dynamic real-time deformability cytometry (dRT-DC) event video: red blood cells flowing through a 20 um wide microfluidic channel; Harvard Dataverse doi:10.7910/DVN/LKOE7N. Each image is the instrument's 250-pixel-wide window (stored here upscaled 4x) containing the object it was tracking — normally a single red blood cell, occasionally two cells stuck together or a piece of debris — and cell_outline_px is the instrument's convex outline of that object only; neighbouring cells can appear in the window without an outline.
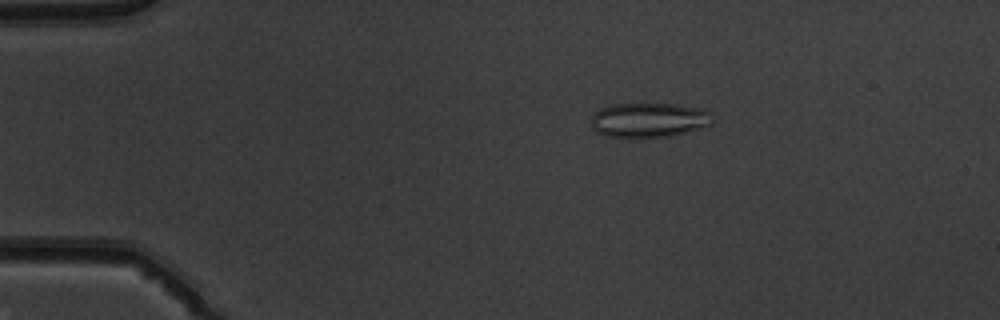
{"species": "common noctule bat (a hibernating species)", "species_latin": "Nyctalus noctula", "temperature_condition": "warm", "stored_images_in_passage": 51, "camera_frame_rate_fps": 3000, "um_per_image_px": 0.085, "animal": {"sex": "male", "body_mass_g": 19.5, "forearm_length_mm": 54.6}, "frame": {"image": 1, "passage_image": 10, "time_ms": 3.0, "image_size_px": [1000, 320], "cell_outline_px": [[712, 124], [700, 128], [672, 136], [604, 136], [596, 132], [592, 128], [592, 116], [600, 108], [612, 104], [672, 104], [704, 108], [708, 112], [712, 120]], "centroid_in_image_um": [55.15, 10.19], "position_along_channel_um": 29.8, "area_um2": 24.16}}
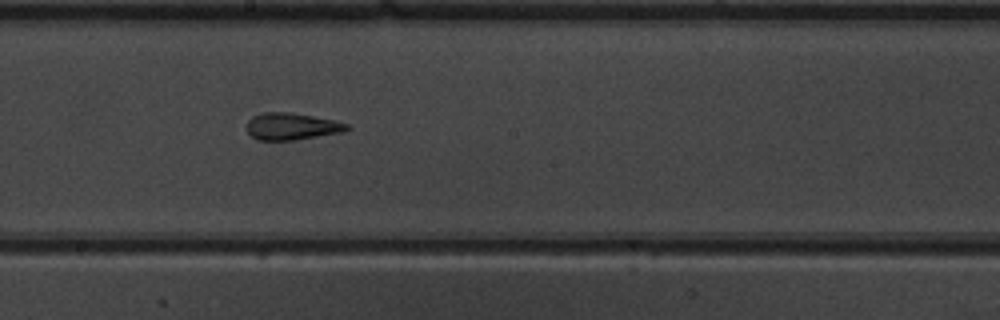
{"frame": {"image": 2, "passage_image": 29, "time_ms": 9.333, "image_size_px": [1000, 320], "cell_outline_px": [[352, 128], [344, 132], [292, 140], [256, 140], [248, 132], [248, 120], [252, 116], [264, 112], [288, 112], [336, 120], [348, 124]], "centroid_in_image_um": [24.82, 10.74], "position_along_channel_um": 223.4, "area_um2": 15.72}}
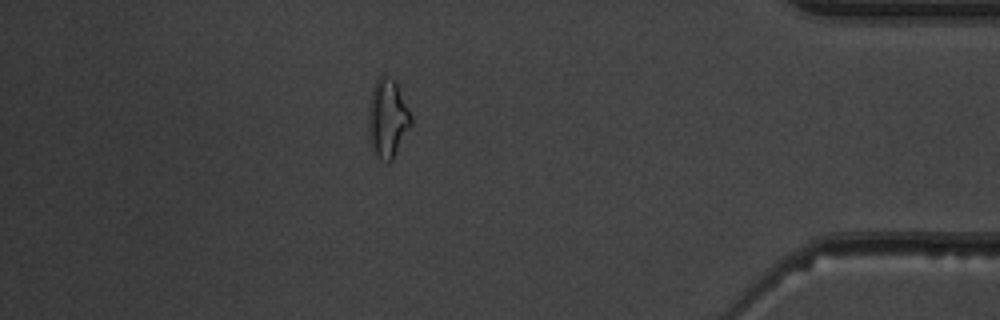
{"frame": {"image": 3, "passage_image": 45, "time_ms": 14.667, "image_size_px": [1000, 320], "cell_outline_px": [[412, 124], [392, 160], [388, 164], [376, 156], [372, 152], [368, 140], [368, 112], [372, 88], [376, 80], [380, 76], [384, 76], [396, 80], [412, 116]], "centroid_in_image_um": [32.93, 10.09], "position_along_channel_um": 402.3, "area_um2": 19.88}, "authors_computed_cell_mechanics": {"area_um2": 17.3978, "velocity_mm_per_s": 4.0233, "shape_relaxation_time_tau1_ms": null, "shape_relaxation_time_tau2_ms": 2.0915, "deformation_change_tau1": null, "deformation_change_tau2": 0.1347}}